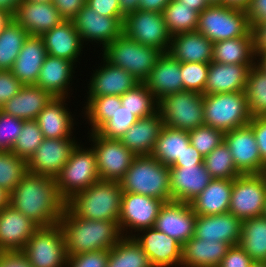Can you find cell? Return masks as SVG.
I'll return each mask as SVG.
<instances>
[{"mask_svg": "<svg viewBox=\"0 0 266 267\" xmlns=\"http://www.w3.org/2000/svg\"><path fill=\"white\" fill-rule=\"evenodd\" d=\"M244 92L251 117L266 116V72L256 63L249 70Z\"/></svg>", "mask_w": 266, "mask_h": 267, "instance_id": "cell-43", "label": "cell"}, {"mask_svg": "<svg viewBox=\"0 0 266 267\" xmlns=\"http://www.w3.org/2000/svg\"><path fill=\"white\" fill-rule=\"evenodd\" d=\"M230 247L225 242L193 236L182 245L180 267H219Z\"/></svg>", "mask_w": 266, "mask_h": 267, "instance_id": "cell-33", "label": "cell"}, {"mask_svg": "<svg viewBox=\"0 0 266 267\" xmlns=\"http://www.w3.org/2000/svg\"><path fill=\"white\" fill-rule=\"evenodd\" d=\"M28 36L13 18L5 25L0 32V71L11 70Z\"/></svg>", "mask_w": 266, "mask_h": 267, "instance_id": "cell-40", "label": "cell"}, {"mask_svg": "<svg viewBox=\"0 0 266 267\" xmlns=\"http://www.w3.org/2000/svg\"><path fill=\"white\" fill-rule=\"evenodd\" d=\"M122 187L117 181L98 180L73 195L65 207L76 217L89 220L118 221Z\"/></svg>", "mask_w": 266, "mask_h": 267, "instance_id": "cell-3", "label": "cell"}, {"mask_svg": "<svg viewBox=\"0 0 266 267\" xmlns=\"http://www.w3.org/2000/svg\"><path fill=\"white\" fill-rule=\"evenodd\" d=\"M199 164H204V156L200 154L199 151L190 143L188 146H186V149L182 156L179 157L176 162L170 167H182Z\"/></svg>", "mask_w": 266, "mask_h": 267, "instance_id": "cell-59", "label": "cell"}, {"mask_svg": "<svg viewBox=\"0 0 266 267\" xmlns=\"http://www.w3.org/2000/svg\"><path fill=\"white\" fill-rule=\"evenodd\" d=\"M28 173L27 160L11 151H0V187L9 194Z\"/></svg>", "mask_w": 266, "mask_h": 267, "instance_id": "cell-46", "label": "cell"}, {"mask_svg": "<svg viewBox=\"0 0 266 267\" xmlns=\"http://www.w3.org/2000/svg\"><path fill=\"white\" fill-rule=\"evenodd\" d=\"M163 126V119L157 111L139 118L119 139L136 156L151 155Z\"/></svg>", "mask_w": 266, "mask_h": 267, "instance_id": "cell-32", "label": "cell"}, {"mask_svg": "<svg viewBox=\"0 0 266 267\" xmlns=\"http://www.w3.org/2000/svg\"><path fill=\"white\" fill-rule=\"evenodd\" d=\"M67 256L110 250L122 238L118 221L89 220L74 216L66 207L59 221Z\"/></svg>", "mask_w": 266, "mask_h": 267, "instance_id": "cell-2", "label": "cell"}, {"mask_svg": "<svg viewBox=\"0 0 266 267\" xmlns=\"http://www.w3.org/2000/svg\"><path fill=\"white\" fill-rule=\"evenodd\" d=\"M33 2H52V0H28Z\"/></svg>", "mask_w": 266, "mask_h": 267, "instance_id": "cell-72", "label": "cell"}, {"mask_svg": "<svg viewBox=\"0 0 266 267\" xmlns=\"http://www.w3.org/2000/svg\"><path fill=\"white\" fill-rule=\"evenodd\" d=\"M85 107L82 109L91 132H97L108 120L113 117L114 112L121 107V97L118 95H103L98 97H87Z\"/></svg>", "mask_w": 266, "mask_h": 267, "instance_id": "cell-41", "label": "cell"}, {"mask_svg": "<svg viewBox=\"0 0 266 267\" xmlns=\"http://www.w3.org/2000/svg\"><path fill=\"white\" fill-rule=\"evenodd\" d=\"M9 193L0 187V210L9 205Z\"/></svg>", "mask_w": 266, "mask_h": 267, "instance_id": "cell-67", "label": "cell"}, {"mask_svg": "<svg viewBox=\"0 0 266 267\" xmlns=\"http://www.w3.org/2000/svg\"><path fill=\"white\" fill-rule=\"evenodd\" d=\"M133 238L147 254L153 267H180L182 245L174 238L155 227L140 230Z\"/></svg>", "mask_w": 266, "mask_h": 267, "instance_id": "cell-19", "label": "cell"}, {"mask_svg": "<svg viewBox=\"0 0 266 267\" xmlns=\"http://www.w3.org/2000/svg\"><path fill=\"white\" fill-rule=\"evenodd\" d=\"M246 13L251 25L266 22V0H251Z\"/></svg>", "mask_w": 266, "mask_h": 267, "instance_id": "cell-60", "label": "cell"}, {"mask_svg": "<svg viewBox=\"0 0 266 267\" xmlns=\"http://www.w3.org/2000/svg\"><path fill=\"white\" fill-rule=\"evenodd\" d=\"M83 146L77 144L68 162L55 177L57 190L65 202L100 180L95 153L91 147Z\"/></svg>", "mask_w": 266, "mask_h": 267, "instance_id": "cell-8", "label": "cell"}, {"mask_svg": "<svg viewBox=\"0 0 266 267\" xmlns=\"http://www.w3.org/2000/svg\"><path fill=\"white\" fill-rule=\"evenodd\" d=\"M23 120L0 110V151H11L22 131Z\"/></svg>", "mask_w": 266, "mask_h": 267, "instance_id": "cell-51", "label": "cell"}, {"mask_svg": "<svg viewBox=\"0 0 266 267\" xmlns=\"http://www.w3.org/2000/svg\"><path fill=\"white\" fill-rule=\"evenodd\" d=\"M86 4L100 15L107 17H124L121 14L119 0H86Z\"/></svg>", "mask_w": 266, "mask_h": 267, "instance_id": "cell-56", "label": "cell"}, {"mask_svg": "<svg viewBox=\"0 0 266 267\" xmlns=\"http://www.w3.org/2000/svg\"><path fill=\"white\" fill-rule=\"evenodd\" d=\"M163 16L166 28L171 36L196 31L197 29L199 12L177 0H171L164 8Z\"/></svg>", "mask_w": 266, "mask_h": 267, "instance_id": "cell-42", "label": "cell"}, {"mask_svg": "<svg viewBox=\"0 0 266 267\" xmlns=\"http://www.w3.org/2000/svg\"><path fill=\"white\" fill-rule=\"evenodd\" d=\"M164 203L157 198L123 192L118 220L122 236L133 237L140 230L154 227L159 210Z\"/></svg>", "mask_w": 266, "mask_h": 267, "instance_id": "cell-14", "label": "cell"}, {"mask_svg": "<svg viewBox=\"0 0 266 267\" xmlns=\"http://www.w3.org/2000/svg\"><path fill=\"white\" fill-rule=\"evenodd\" d=\"M9 204L38 227L58 224L65 209L55 178L28 172L9 194Z\"/></svg>", "mask_w": 266, "mask_h": 267, "instance_id": "cell-1", "label": "cell"}, {"mask_svg": "<svg viewBox=\"0 0 266 267\" xmlns=\"http://www.w3.org/2000/svg\"><path fill=\"white\" fill-rule=\"evenodd\" d=\"M209 65L208 63H181L183 90L195 91L204 95Z\"/></svg>", "mask_w": 266, "mask_h": 267, "instance_id": "cell-49", "label": "cell"}, {"mask_svg": "<svg viewBox=\"0 0 266 267\" xmlns=\"http://www.w3.org/2000/svg\"><path fill=\"white\" fill-rule=\"evenodd\" d=\"M187 7H191L193 10L201 13L204 9L210 6L207 0H177Z\"/></svg>", "mask_w": 266, "mask_h": 267, "instance_id": "cell-65", "label": "cell"}, {"mask_svg": "<svg viewBox=\"0 0 266 267\" xmlns=\"http://www.w3.org/2000/svg\"><path fill=\"white\" fill-rule=\"evenodd\" d=\"M43 39L48 55L72 61L74 64L79 62V56L83 46L81 37L72 20H63L59 25L44 33Z\"/></svg>", "mask_w": 266, "mask_h": 267, "instance_id": "cell-27", "label": "cell"}, {"mask_svg": "<svg viewBox=\"0 0 266 267\" xmlns=\"http://www.w3.org/2000/svg\"><path fill=\"white\" fill-rule=\"evenodd\" d=\"M78 143L75 135L73 138H44L27 161L28 172L55 178L68 162Z\"/></svg>", "mask_w": 266, "mask_h": 267, "instance_id": "cell-17", "label": "cell"}, {"mask_svg": "<svg viewBox=\"0 0 266 267\" xmlns=\"http://www.w3.org/2000/svg\"><path fill=\"white\" fill-rule=\"evenodd\" d=\"M109 250L85 252L68 257L66 267H106Z\"/></svg>", "mask_w": 266, "mask_h": 267, "instance_id": "cell-52", "label": "cell"}, {"mask_svg": "<svg viewBox=\"0 0 266 267\" xmlns=\"http://www.w3.org/2000/svg\"><path fill=\"white\" fill-rule=\"evenodd\" d=\"M181 63L169 53H162L157 63L143 82L158 101L172 93L183 91L180 72Z\"/></svg>", "mask_w": 266, "mask_h": 267, "instance_id": "cell-28", "label": "cell"}, {"mask_svg": "<svg viewBox=\"0 0 266 267\" xmlns=\"http://www.w3.org/2000/svg\"><path fill=\"white\" fill-rule=\"evenodd\" d=\"M102 52V58L131 73L140 83L147 79L163 53L155 47L137 43L124 34L114 39Z\"/></svg>", "mask_w": 266, "mask_h": 267, "instance_id": "cell-5", "label": "cell"}, {"mask_svg": "<svg viewBox=\"0 0 266 267\" xmlns=\"http://www.w3.org/2000/svg\"><path fill=\"white\" fill-rule=\"evenodd\" d=\"M212 61L224 64H255L253 36L215 42Z\"/></svg>", "mask_w": 266, "mask_h": 267, "instance_id": "cell-36", "label": "cell"}, {"mask_svg": "<svg viewBox=\"0 0 266 267\" xmlns=\"http://www.w3.org/2000/svg\"><path fill=\"white\" fill-rule=\"evenodd\" d=\"M266 203V173L241 174L233 179L229 211L242 221L263 216Z\"/></svg>", "mask_w": 266, "mask_h": 267, "instance_id": "cell-11", "label": "cell"}, {"mask_svg": "<svg viewBox=\"0 0 266 267\" xmlns=\"http://www.w3.org/2000/svg\"><path fill=\"white\" fill-rule=\"evenodd\" d=\"M170 167L151 155L136 156L119 181L123 192L145 195L164 202L172 201Z\"/></svg>", "mask_w": 266, "mask_h": 267, "instance_id": "cell-4", "label": "cell"}, {"mask_svg": "<svg viewBox=\"0 0 266 267\" xmlns=\"http://www.w3.org/2000/svg\"><path fill=\"white\" fill-rule=\"evenodd\" d=\"M74 65L70 60L47 55L35 86L49 92L54 98L69 99V87L72 86L74 69L77 67Z\"/></svg>", "mask_w": 266, "mask_h": 267, "instance_id": "cell-25", "label": "cell"}, {"mask_svg": "<svg viewBox=\"0 0 266 267\" xmlns=\"http://www.w3.org/2000/svg\"><path fill=\"white\" fill-rule=\"evenodd\" d=\"M38 226L10 204L0 210V252L22 251Z\"/></svg>", "mask_w": 266, "mask_h": 267, "instance_id": "cell-21", "label": "cell"}, {"mask_svg": "<svg viewBox=\"0 0 266 267\" xmlns=\"http://www.w3.org/2000/svg\"><path fill=\"white\" fill-rule=\"evenodd\" d=\"M0 267H33L21 251L0 252Z\"/></svg>", "mask_w": 266, "mask_h": 267, "instance_id": "cell-58", "label": "cell"}, {"mask_svg": "<svg viewBox=\"0 0 266 267\" xmlns=\"http://www.w3.org/2000/svg\"><path fill=\"white\" fill-rule=\"evenodd\" d=\"M190 143L204 157L224 141V132L213 127L203 125L188 131Z\"/></svg>", "mask_w": 266, "mask_h": 267, "instance_id": "cell-48", "label": "cell"}, {"mask_svg": "<svg viewBox=\"0 0 266 267\" xmlns=\"http://www.w3.org/2000/svg\"><path fill=\"white\" fill-rule=\"evenodd\" d=\"M203 94L183 90L158 100L157 111L167 127L190 131L204 125Z\"/></svg>", "mask_w": 266, "mask_h": 267, "instance_id": "cell-9", "label": "cell"}, {"mask_svg": "<svg viewBox=\"0 0 266 267\" xmlns=\"http://www.w3.org/2000/svg\"><path fill=\"white\" fill-rule=\"evenodd\" d=\"M171 0H139V10L163 13Z\"/></svg>", "mask_w": 266, "mask_h": 267, "instance_id": "cell-62", "label": "cell"}, {"mask_svg": "<svg viewBox=\"0 0 266 267\" xmlns=\"http://www.w3.org/2000/svg\"><path fill=\"white\" fill-rule=\"evenodd\" d=\"M251 267H266V262H254Z\"/></svg>", "mask_w": 266, "mask_h": 267, "instance_id": "cell-70", "label": "cell"}, {"mask_svg": "<svg viewBox=\"0 0 266 267\" xmlns=\"http://www.w3.org/2000/svg\"><path fill=\"white\" fill-rule=\"evenodd\" d=\"M66 101L67 98H53L36 117L44 138H72L76 121Z\"/></svg>", "mask_w": 266, "mask_h": 267, "instance_id": "cell-29", "label": "cell"}, {"mask_svg": "<svg viewBox=\"0 0 266 267\" xmlns=\"http://www.w3.org/2000/svg\"><path fill=\"white\" fill-rule=\"evenodd\" d=\"M253 259L239 246H231L219 267H251Z\"/></svg>", "mask_w": 266, "mask_h": 267, "instance_id": "cell-54", "label": "cell"}, {"mask_svg": "<svg viewBox=\"0 0 266 267\" xmlns=\"http://www.w3.org/2000/svg\"><path fill=\"white\" fill-rule=\"evenodd\" d=\"M21 252L33 267H66L68 256L59 223L38 227Z\"/></svg>", "mask_w": 266, "mask_h": 267, "instance_id": "cell-10", "label": "cell"}, {"mask_svg": "<svg viewBox=\"0 0 266 267\" xmlns=\"http://www.w3.org/2000/svg\"><path fill=\"white\" fill-rule=\"evenodd\" d=\"M29 35L42 36L65 20L53 2L23 0L12 17Z\"/></svg>", "mask_w": 266, "mask_h": 267, "instance_id": "cell-20", "label": "cell"}, {"mask_svg": "<svg viewBox=\"0 0 266 267\" xmlns=\"http://www.w3.org/2000/svg\"><path fill=\"white\" fill-rule=\"evenodd\" d=\"M196 31L213 43L243 36H253L246 10L223 4L210 5L199 13Z\"/></svg>", "mask_w": 266, "mask_h": 267, "instance_id": "cell-6", "label": "cell"}, {"mask_svg": "<svg viewBox=\"0 0 266 267\" xmlns=\"http://www.w3.org/2000/svg\"><path fill=\"white\" fill-rule=\"evenodd\" d=\"M210 5L222 4L223 0H207Z\"/></svg>", "mask_w": 266, "mask_h": 267, "instance_id": "cell-71", "label": "cell"}, {"mask_svg": "<svg viewBox=\"0 0 266 267\" xmlns=\"http://www.w3.org/2000/svg\"><path fill=\"white\" fill-rule=\"evenodd\" d=\"M121 97V105L134 116L144 118L157 112L158 101L144 83L137 84Z\"/></svg>", "mask_w": 266, "mask_h": 267, "instance_id": "cell-44", "label": "cell"}, {"mask_svg": "<svg viewBox=\"0 0 266 267\" xmlns=\"http://www.w3.org/2000/svg\"><path fill=\"white\" fill-rule=\"evenodd\" d=\"M137 120L136 116L124 106H121L97 132L107 138L119 139Z\"/></svg>", "mask_w": 266, "mask_h": 267, "instance_id": "cell-50", "label": "cell"}, {"mask_svg": "<svg viewBox=\"0 0 266 267\" xmlns=\"http://www.w3.org/2000/svg\"><path fill=\"white\" fill-rule=\"evenodd\" d=\"M224 142L241 174L266 173V165L262 161L253 129L249 124L225 132Z\"/></svg>", "mask_w": 266, "mask_h": 267, "instance_id": "cell-16", "label": "cell"}, {"mask_svg": "<svg viewBox=\"0 0 266 267\" xmlns=\"http://www.w3.org/2000/svg\"><path fill=\"white\" fill-rule=\"evenodd\" d=\"M119 3L121 14L124 17L139 9V0H119Z\"/></svg>", "mask_w": 266, "mask_h": 267, "instance_id": "cell-64", "label": "cell"}, {"mask_svg": "<svg viewBox=\"0 0 266 267\" xmlns=\"http://www.w3.org/2000/svg\"><path fill=\"white\" fill-rule=\"evenodd\" d=\"M204 165L212 178L234 179L241 175L224 141L204 157Z\"/></svg>", "mask_w": 266, "mask_h": 267, "instance_id": "cell-45", "label": "cell"}, {"mask_svg": "<svg viewBox=\"0 0 266 267\" xmlns=\"http://www.w3.org/2000/svg\"><path fill=\"white\" fill-rule=\"evenodd\" d=\"M233 189V179L213 178L190 205L197 215L227 213Z\"/></svg>", "mask_w": 266, "mask_h": 267, "instance_id": "cell-35", "label": "cell"}, {"mask_svg": "<svg viewBox=\"0 0 266 267\" xmlns=\"http://www.w3.org/2000/svg\"><path fill=\"white\" fill-rule=\"evenodd\" d=\"M263 216L266 217V203H265V210H264V214H263Z\"/></svg>", "mask_w": 266, "mask_h": 267, "instance_id": "cell-73", "label": "cell"}, {"mask_svg": "<svg viewBox=\"0 0 266 267\" xmlns=\"http://www.w3.org/2000/svg\"><path fill=\"white\" fill-rule=\"evenodd\" d=\"M212 179L204 164L170 167L172 201L190 203Z\"/></svg>", "mask_w": 266, "mask_h": 267, "instance_id": "cell-23", "label": "cell"}, {"mask_svg": "<svg viewBox=\"0 0 266 267\" xmlns=\"http://www.w3.org/2000/svg\"><path fill=\"white\" fill-rule=\"evenodd\" d=\"M204 125L224 133L246 126L251 121L245 92L203 96Z\"/></svg>", "mask_w": 266, "mask_h": 267, "instance_id": "cell-7", "label": "cell"}, {"mask_svg": "<svg viewBox=\"0 0 266 267\" xmlns=\"http://www.w3.org/2000/svg\"><path fill=\"white\" fill-rule=\"evenodd\" d=\"M190 144L186 130L163 126L151 153L155 159L165 166H172L182 156L186 146Z\"/></svg>", "mask_w": 266, "mask_h": 267, "instance_id": "cell-37", "label": "cell"}, {"mask_svg": "<svg viewBox=\"0 0 266 267\" xmlns=\"http://www.w3.org/2000/svg\"><path fill=\"white\" fill-rule=\"evenodd\" d=\"M123 21L124 17L100 15L87 4L72 19L83 44L94 42L102 45L101 49L123 34Z\"/></svg>", "mask_w": 266, "mask_h": 267, "instance_id": "cell-15", "label": "cell"}, {"mask_svg": "<svg viewBox=\"0 0 266 267\" xmlns=\"http://www.w3.org/2000/svg\"><path fill=\"white\" fill-rule=\"evenodd\" d=\"M23 86L10 70L0 71V108L16 95Z\"/></svg>", "mask_w": 266, "mask_h": 267, "instance_id": "cell-53", "label": "cell"}, {"mask_svg": "<svg viewBox=\"0 0 266 267\" xmlns=\"http://www.w3.org/2000/svg\"><path fill=\"white\" fill-rule=\"evenodd\" d=\"M251 3V0H223L222 4L228 7L239 8L246 10Z\"/></svg>", "mask_w": 266, "mask_h": 267, "instance_id": "cell-66", "label": "cell"}, {"mask_svg": "<svg viewBox=\"0 0 266 267\" xmlns=\"http://www.w3.org/2000/svg\"><path fill=\"white\" fill-rule=\"evenodd\" d=\"M89 142L95 153L99 178L119 182L129 169L136 155L117 138H107L90 132Z\"/></svg>", "mask_w": 266, "mask_h": 267, "instance_id": "cell-12", "label": "cell"}, {"mask_svg": "<svg viewBox=\"0 0 266 267\" xmlns=\"http://www.w3.org/2000/svg\"><path fill=\"white\" fill-rule=\"evenodd\" d=\"M52 2L65 20H72L86 4V0H52Z\"/></svg>", "mask_w": 266, "mask_h": 267, "instance_id": "cell-57", "label": "cell"}, {"mask_svg": "<svg viewBox=\"0 0 266 267\" xmlns=\"http://www.w3.org/2000/svg\"><path fill=\"white\" fill-rule=\"evenodd\" d=\"M12 17L6 12L0 11V32L3 30L5 25L10 21Z\"/></svg>", "mask_w": 266, "mask_h": 267, "instance_id": "cell-69", "label": "cell"}, {"mask_svg": "<svg viewBox=\"0 0 266 267\" xmlns=\"http://www.w3.org/2000/svg\"><path fill=\"white\" fill-rule=\"evenodd\" d=\"M249 125L253 129L260 156L266 165V116L252 117Z\"/></svg>", "mask_w": 266, "mask_h": 267, "instance_id": "cell-55", "label": "cell"}, {"mask_svg": "<svg viewBox=\"0 0 266 267\" xmlns=\"http://www.w3.org/2000/svg\"><path fill=\"white\" fill-rule=\"evenodd\" d=\"M103 64L93 70L90 77L87 97H98L103 95L122 96L125 92L133 89L140 82L126 70L113 66L104 58Z\"/></svg>", "mask_w": 266, "mask_h": 267, "instance_id": "cell-22", "label": "cell"}, {"mask_svg": "<svg viewBox=\"0 0 266 267\" xmlns=\"http://www.w3.org/2000/svg\"><path fill=\"white\" fill-rule=\"evenodd\" d=\"M54 97L35 85H24L0 110L22 120H35Z\"/></svg>", "mask_w": 266, "mask_h": 267, "instance_id": "cell-34", "label": "cell"}, {"mask_svg": "<svg viewBox=\"0 0 266 267\" xmlns=\"http://www.w3.org/2000/svg\"><path fill=\"white\" fill-rule=\"evenodd\" d=\"M238 245L254 262H266V217H254L242 222Z\"/></svg>", "mask_w": 266, "mask_h": 267, "instance_id": "cell-38", "label": "cell"}, {"mask_svg": "<svg viewBox=\"0 0 266 267\" xmlns=\"http://www.w3.org/2000/svg\"><path fill=\"white\" fill-rule=\"evenodd\" d=\"M256 64L266 72V53L258 54L256 56Z\"/></svg>", "mask_w": 266, "mask_h": 267, "instance_id": "cell-68", "label": "cell"}, {"mask_svg": "<svg viewBox=\"0 0 266 267\" xmlns=\"http://www.w3.org/2000/svg\"><path fill=\"white\" fill-rule=\"evenodd\" d=\"M251 27L255 56L266 53V22L253 24Z\"/></svg>", "mask_w": 266, "mask_h": 267, "instance_id": "cell-61", "label": "cell"}, {"mask_svg": "<svg viewBox=\"0 0 266 267\" xmlns=\"http://www.w3.org/2000/svg\"><path fill=\"white\" fill-rule=\"evenodd\" d=\"M123 34L137 43L168 52L171 35L163 13L137 10L124 17Z\"/></svg>", "mask_w": 266, "mask_h": 267, "instance_id": "cell-13", "label": "cell"}, {"mask_svg": "<svg viewBox=\"0 0 266 267\" xmlns=\"http://www.w3.org/2000/svg\"><path fill=\"white\" fill-rule=\"evenodd\" d=\"M47 55L41 36L29 35L10 71L23 85H35Z\"/></svg>", "mask_w": 266, "mask_h": 267, "instance_id": "cell-31", "label": "cell"}, {"mask_svg": "<svg viewBox=\"0 0 266 267\" xmlns=\"http://www.w3.org/2000/svg\"><path fill=\"white\" fill-rule=\"evenodd\" d=\"M213 42L198 31L183 32L171 36L167 53L180 63L212 62Z\"/></svg>", "mask_w": 266, "mask_h": 267, "instance_id": "cell-30", "label": "cell"}, {"mask_svg": "<svg viewBox=\"0 0 266 267\" xmlns=\"http://www.w3.org/2000/svg\"><path fill=\"white\" fill-rule=\"evenodd\" d=\"M242 220L230 212L217 215H197L194 237L238 245L242 234Z\"/></svg>", "mask_w": 266, "mask_h": 267, "instance_id": "cell-24", "label": "cell"}, {"mask_svg": "<svg viewBox=\"0 0 266 267\" xmlns=\"http://www.w3.org/2000/svg\"><path fill=\"white\" fill-rule=\"evenodd\" d=\"M196 219L190 203L169 201L160 208L154 227L183 245L194 236Z\"/></svg>", "mask_w": 266, "mask_h": 267, "instance_id": "cell-18", "label": "cell"}, {"mask_svg": "<svg viewBox=\"0 0 266 267\" xmlns=\"http://www.w3.org/2000/svg\"><path fill=\"white\" fill-rule=\"evenodd\" d=\"M22 1L23 0H0V11L6 12L13 17Z\"/></svg>", "mask_w": 266, "mask_h": 267, "instance_id": "cell-63", "label": "cell"}, {"mask_svg": "<svg viewBox=\"0 0 266 267\" xmlns=\"http://www.w3.org/2000/svg\"><path fill=\"white\" fill-rule=\"evenodd\" d=\"M43 139L41 129L35 120H23L22 131L11 152L28 161Z\"/></svg>", "mask_w": 266, "mask_h": 267, "instance_id": "cell-47", "label": "cell"}, {"mask_svg": "<svg viewBox=\"0 0 266 267\" xmlns=\"http://www.w3.org/2000/svg\"><path fill=\"white\" fill-rule=\"evenodd\" d=\"M106 267H153L133 237H123L109 250Z\"/></svg>", "mask_w": 266, "mask_h": 267, "instance_id": "cell-39", "label": "cell"}, {"mask_svg": "<svg viewBox=\"0 0 266 267\" xmlns=\"http://www.w3.org/2000/svg\"><path fill=\"white\" fill-rule=\"evenodd\" d=\"M254 64H224L212 61L209 65L204 95L244 92L247 76Z\"/></svg>", "mask_w": 266, "mask_h": 267, "instance_id": "cell-26", "label": "cell"}]
</instances>
